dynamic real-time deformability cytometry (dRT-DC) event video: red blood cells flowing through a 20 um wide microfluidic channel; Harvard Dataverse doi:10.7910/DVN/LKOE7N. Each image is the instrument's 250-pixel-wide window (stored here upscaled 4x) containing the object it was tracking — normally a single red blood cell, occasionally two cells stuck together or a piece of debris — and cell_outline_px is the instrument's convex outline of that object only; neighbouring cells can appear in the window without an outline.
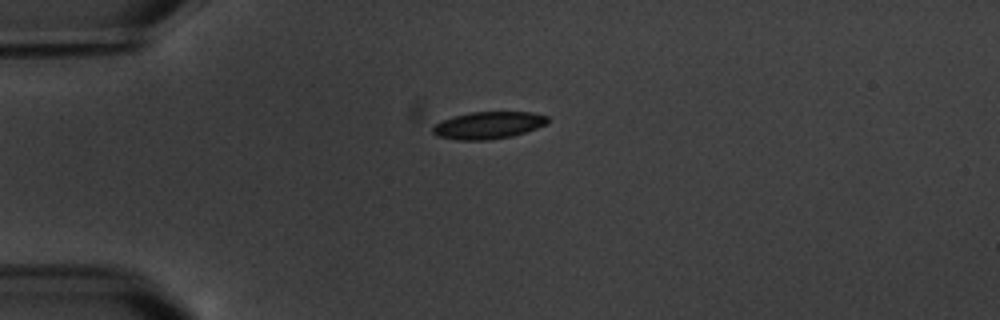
{"species": "common noctule bat (a hibernating species)", "species_latin": "Nyctalus noctula", "temperature_condition": "warm", "stored_images_in_passage": 2, "camera_frame_rate_fps": 3000, "um_per_image_px": 0.085, "animal": {"sex": "male", "body_mass_g": 20.1, "forearm_length_mm": 53.5}, "frame": {"image": 1, "passage_image": 1, "time_ms": 0.0, "image_size_px": [1000, 320], "cell_outline_px": [[548, 124], [512, 136], [484, 140], [456, 140], [436, 136], [432, 132], [432, 128], [440, 120], [472, 112], [532, 112], [548, 116]], "centroid_in_image_um": [41.49, 10.65], "position_along_channel_um": 43.5, "area_um2": 18.15}}